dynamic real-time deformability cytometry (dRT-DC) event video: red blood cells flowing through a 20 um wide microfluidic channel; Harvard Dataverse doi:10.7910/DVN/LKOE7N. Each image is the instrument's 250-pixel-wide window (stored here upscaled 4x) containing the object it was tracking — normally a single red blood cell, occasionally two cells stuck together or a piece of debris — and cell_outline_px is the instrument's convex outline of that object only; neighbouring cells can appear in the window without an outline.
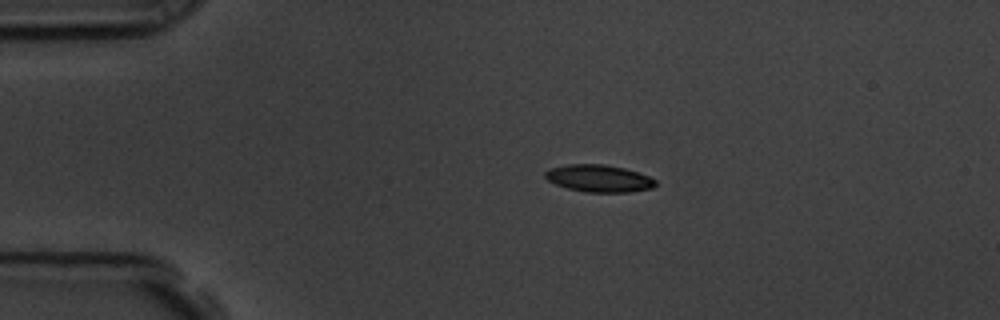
{"species": "common noctule bat (a hibernating species)", "species_latin": "Nyctalus noctula", "temperature_condition": "room temperature", "stored_images_in_passage": 46, "camera_frame_rate_fps": 3000, "um_per_image_px": 0.085, "animal": {"sex": "male", "body_mass_g": 19.5, "forearm_length_mm": 54.6}, "frame": {"image": 1, "passage_image": 1, "time_ms": 0.0, "image_size_px": [1000, 320], "cell_outline_px": [[656, 184], [652, 188], [628, 192], [584, 192], [568, 188], [556, 184], [548, 180], [544, 176], [544, 172], [548, 168], [568, 164], [604, 164], [624, 168], [648, 176], [656, 180]], "centroid_in_image_um": [50.87, 15.16], "position_along_channel_um": 34.1, "area_um2": 17.46}}
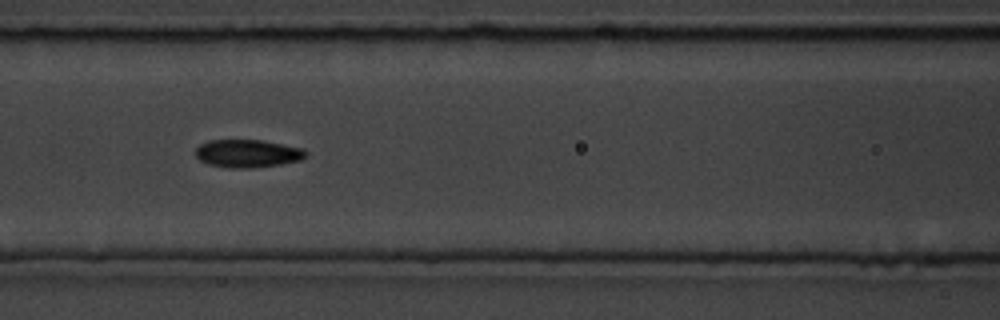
{"frame": {"image": 2, "passage_image": 14, "time_ms": 4.333, "image_size_px": [1000, 320], "cell_outline_px": [[308, 152], [300, 160], [280, 164], [248, 168], [228, 168], [208, 164], [200, 160], [196, 156], [196, 148], [200, 144], [208, 140], [260, 140], [304, 148]], "centroid_in_image_um": [21.02, 13.04], "position_along_channel_um": 145.6, "area_um2": 17.86}}
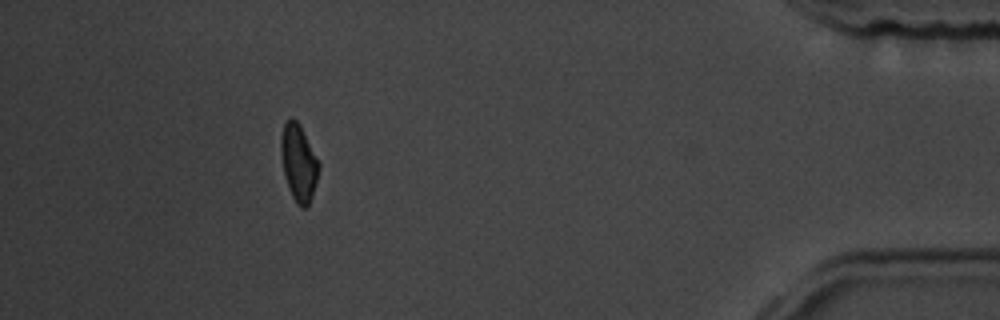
{"frame": {"image": 3, "passage_image": 41, "time_ms": 13.333, "image_size_px": [1000, 320], "cell_outline_px": [[320, 168], [312, 196], [308, 208], [300, 208], [296, 204], [288, 188], [284, 176], [280, 152], [280, 136], [284, 124], [292, 116], [300, 124], [320, 164]], "centroid_in_image_um": [25.37, 13.85], "position_along_channel_um": 409.8, "area_um2": 17.22}, "authors_computed_cell_mechanics": {"area_um2": 17.6579, "velocity_mm_per_s": 3.5685, "shape_relaxation_time_tau1_ms": 6.1307, "shape_relaxation_time_tau2_ms": 1.6774, "deformation_change_tau1": 0.1427, "deformation_change_tau2": 0.0711}}